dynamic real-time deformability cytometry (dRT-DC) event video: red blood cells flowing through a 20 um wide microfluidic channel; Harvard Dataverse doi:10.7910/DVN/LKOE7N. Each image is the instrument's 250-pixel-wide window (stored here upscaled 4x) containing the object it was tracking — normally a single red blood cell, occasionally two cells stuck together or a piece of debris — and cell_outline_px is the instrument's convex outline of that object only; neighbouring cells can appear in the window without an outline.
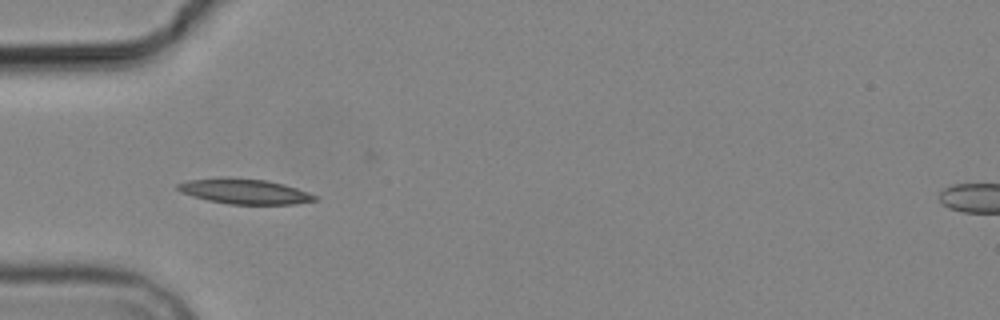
{"species": "common noctule bat (a hibernating species)", "species_latin": "Nyctalus noctula", "temperature_condition": "cold", "stored_images_in_passage": 5, "camera_frame_rate_fps": 3000, "um_per_image_px": 0.085, "animal": {"sex": "male", "body_mass_g": 19.2, "forearm_length_mm": 51.8}, "frame": {"image": 1, "passage_image": 4, "time_ms": 4.333, "image_size_px": [1000, 320], "cell_outline_px": [[316, 200], [292, 204], [228, 204], [208, 200], [192, 196], [180, 192], [176, 188], [176, 184], [188, 180], [224, 176], [268, 180], [284, 184], [308, 192], [316, 196]], "centroid_in_image_um": [20.72, 16.25], "position_along_channel_um": 64.3, "area_um2": 20.23}}
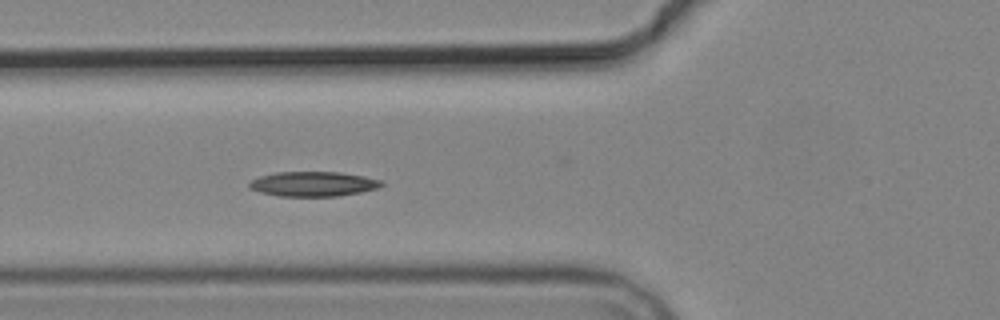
{"frame": {"image": 2, "passage_image": 5, "time_ms": 5.333, "image_size_px": [1000, 320], "cell_outline_px": [[384, 184], [376, 188], [360, 192], [336, 196], [280, 196], [260, 192], [248, 188], [248, 184], [252, 180], [260, 176], [276, 172], [340, 172], [364, 176], [380, 180]], "centroid_in_image_um": [26.59, 15.63], "position_along_channel_um": 99.2, "area_um2": 18.96}}